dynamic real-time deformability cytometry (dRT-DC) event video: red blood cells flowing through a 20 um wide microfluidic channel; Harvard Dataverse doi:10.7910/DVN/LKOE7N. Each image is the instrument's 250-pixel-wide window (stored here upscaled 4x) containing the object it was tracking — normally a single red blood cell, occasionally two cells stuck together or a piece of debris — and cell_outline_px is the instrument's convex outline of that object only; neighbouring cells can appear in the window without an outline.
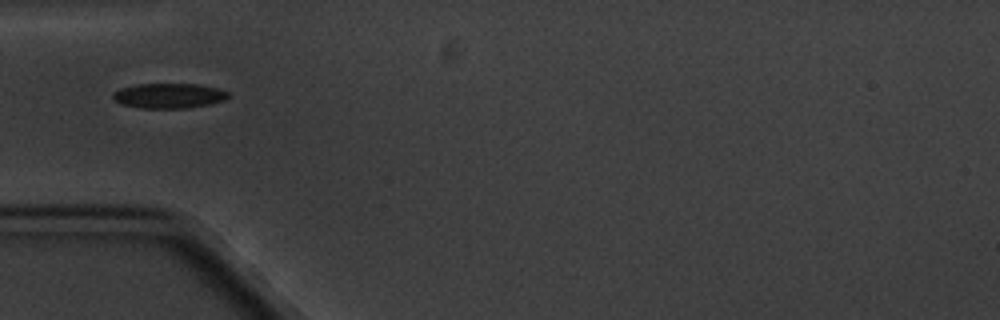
{"species": "common noctule bat (a hibernating species)", "species_latin": "Nyctalus noctula", "temperature_condition": "cold", "stored_images_in_passage": 5, "camera_frame_rate_fps": 3000, "um_per_image_px": 0.085, "animal": {"sex": "male", "body_mass_g": 20.1, "forearm_length_mm": 53.5}, "frame": {"image": 1, "passage_image": 4, "time_ms": 4.333, "image_size_px": [1000, 320], "cell_outline_px": [[228, 96], [224, 100], [208, 104], [188, 108], [140, 108], [120, 104], [112, 100], [112, 92], [120, 88], [136, 84], [200, 84], [216, 88], [228, 92]], "centroid_in_image_um": [14.28, 8.14], "position_along_channel_um": 70.7, "area_um2": 16.88}}